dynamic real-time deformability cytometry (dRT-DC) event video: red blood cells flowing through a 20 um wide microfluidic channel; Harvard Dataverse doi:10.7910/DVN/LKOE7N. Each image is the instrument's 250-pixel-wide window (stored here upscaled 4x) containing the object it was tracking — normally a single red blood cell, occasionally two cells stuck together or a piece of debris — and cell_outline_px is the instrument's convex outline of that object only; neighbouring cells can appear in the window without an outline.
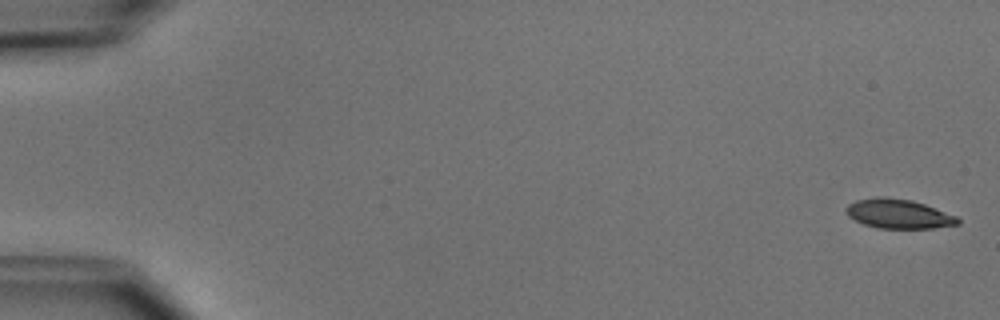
{"species": "common noctule bat (a hibernating species)", "species_latin": "Nyctalus noctula", "temperature_condition": "cold", "stored_images_in_passage": 5, "camera_frame_rate_fps": 3000, "um_per_image_px": 0.085, "animal": {"sex": "male", "body_mass_g": 15.6}, "frame": {"image": 1, "passage_image": 1, "time_ms": 0.0, "image_size_px": [1000, 320], "cell_outline_px": [[960, 224], [932, 228], [876, 228], [864, 224], [848, 216], [844, 212], [844, 208], [848, 204], [856, 200], [876, 196], [888, 196], [912, 200], [924, 204], [956, 216], [960, 220]], "centroid_in_image_um": [76.33, 18.16], "position_along_channel_um": 8.7, "area_um2": 19.25}}
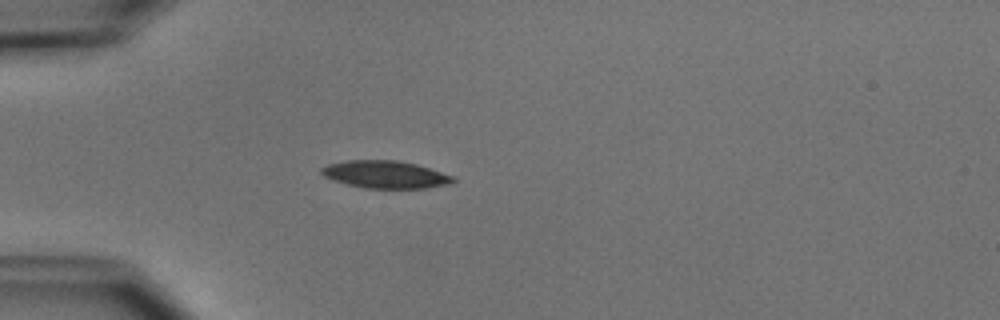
{"frame": {"image": 2, "passage_image": 5, "time_ms": 4.667, "image_size_px": [1000, 320], "cell_outline_px": [[456, 180], [448, 184], [424, 188], [364, 188], [348, 184], [324, 176], [320, 172], [320, 168], [328, 164], [344, 160], [396, 160], [416, 164], [456, 176]], "centroid_in_image_um": [32.77, 14.82], "position_along_channel_um": 52.2, "area_um2": 21.04}}